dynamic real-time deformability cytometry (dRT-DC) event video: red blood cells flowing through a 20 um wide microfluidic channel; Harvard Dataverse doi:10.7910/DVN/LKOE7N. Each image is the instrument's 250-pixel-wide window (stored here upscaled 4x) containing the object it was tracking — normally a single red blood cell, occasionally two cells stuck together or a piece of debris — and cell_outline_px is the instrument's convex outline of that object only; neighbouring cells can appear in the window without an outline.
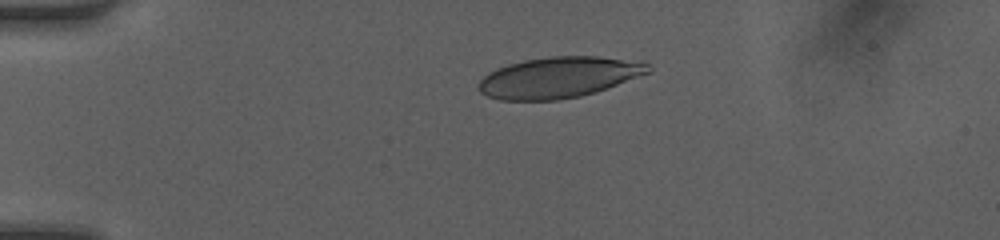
{"species": "human", "species_latin": "Homo sapiens", "temperature_condition": "room temperature", "stored_images_in_passage": 34, "camera_frame_rate_fps": 3000, "um_per_image_px": 0.085, "donor": {"sex": "female"}, "frame": {"image": 1, "passage_image": 1, "time_ms": 0.0, "image_size_px": [1000, 240], "cell_outline_px": [[652, 72], [596, 92], [580, 96], [556, 100], [500, 100], [488, 96], [480, 92], [476, 88], [476, 84], [488, 72], [496, 68], [508, 64], [524, 60], [552, 56], [600, 56], [652, 64]], "centroid_in_image_um": [47.48, 6.58], "position_along_channel_um": 37.5, "area_um2": 40.63}}
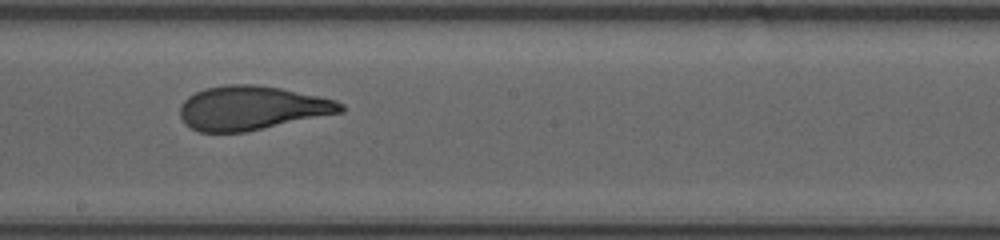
{"frame": {"image": 2, "passage_image": 18, "time_ms": 5.667, "image_size_px": [1000, 240], "cell_outline_px": [[344, 112], [244, 132], [200, 132], [184, 124], [180, 116], [180, 104], [188, 96], [204, 88], [224, 84], [256, 84], [280, 88], [320, 96], [336, 100], [344, 104]], "centroid_in_image_um": [21.39, 9.17], "position_along_channel_um": 226.8, "area_um2": 41.38}}
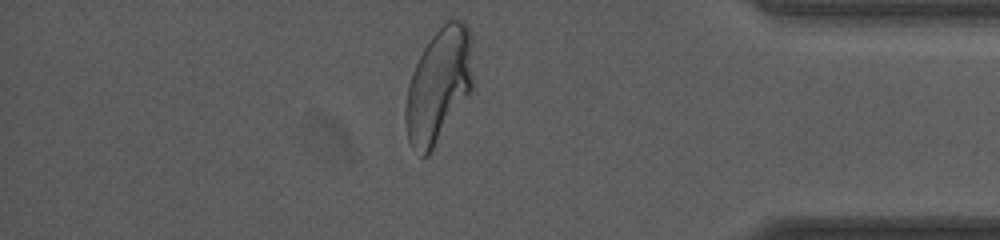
{"frame": {"image": 3, "passage_image": 32, "time_ms": 10.333, "image_size_px": [1000, 240], "cell_outline_px": [[472, 88], [428, 156], [420, 156], [412, 148], [408, 140], [404, 124], [404, 108], [408, 84], [412, 72], [428, 40], [448, 20], [460, 20], [468, 28], [472, 40]], "centroid_in_image_um": [37.25, 7.28], "position_along_channel_um": 397.9, "area_um2": 44.62}, "authors_computed_cell_mechanics": {"area_um2": 41.6738, "velocity_mm_per_s": 4.217, "shape_relaxation_time_tau1_ms": 6.3263, "shape_relaxation_time_tau2_ms": null, "deformation_change_tau1": 0.228, "deformation_change_tau2": null}}